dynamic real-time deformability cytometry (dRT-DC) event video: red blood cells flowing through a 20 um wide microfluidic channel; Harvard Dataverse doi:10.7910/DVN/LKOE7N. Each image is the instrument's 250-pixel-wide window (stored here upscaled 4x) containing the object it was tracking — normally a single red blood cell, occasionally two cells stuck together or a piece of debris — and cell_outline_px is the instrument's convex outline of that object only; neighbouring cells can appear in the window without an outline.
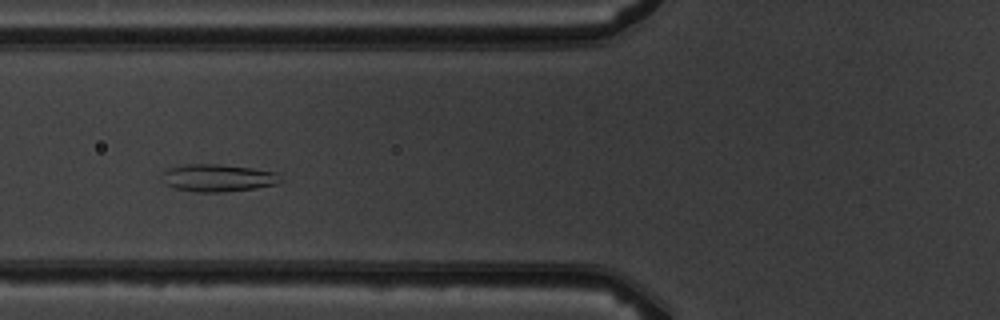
{"species": "common noctule bat (a hibernating species)", "species_latin": "Nyctalus noctula", "temperature_condition": "warm", "stored_images_in_passage": 9, "camera_frame_rate_fps": 3000, "um_per_image_px": 0.085, "animal": {"sex": "male", "body_mass_g": 19.5, "forearm_length_mm": 54.6}, "frame": {"image": 1, "passage_image": 4, "time_ms": 3.667, "image_size_px": [1000, 320], "cell_outline_px": [[280, 180], [276, 184], [256, 188], [224, 192], [196, 192], [176, 188], [164, 184], [164, 172], [168, 168], [184, 164], [220, 164], [252, 168], [276, 172]], "centroid_in_image_um": [18.51, 15.12], "position_along_channel_um": 107.3, "area_um2": 18.79}}
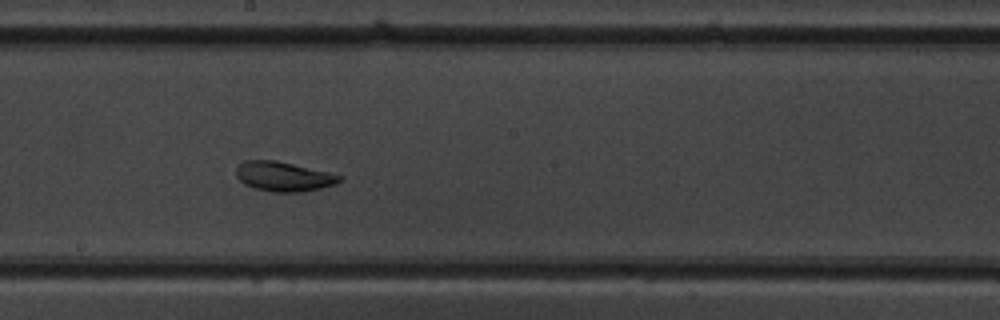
{"frame": {"image": 2, "passage_image": 7, "time_ms": 6.667, "image_size_px": [1000, 320], "cell_outline_px": [[344, 176], [336, 184], [304, 192], [272, 192], [256, 188], [244, 184], [236, 176], [236, 168], [244, 160], [276, 160], [328, 172]], "centroid_in_image_um": [24.1, 15.0], "position_along_channel_um": 224.1, "area_um2": 17.8}}
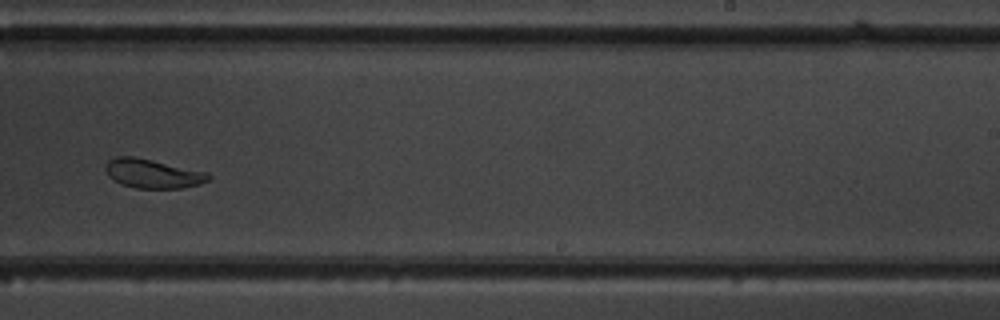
{"frame": {"image": 3, "passage_image": 8, "time_ms": 8.0, "image_size_px": [1000, 320], "cell_outline_px": [[212, 176], [208, 180], [200, 184], [180, 188], [136, 188], [120, 184], [112, 180], [108, 176], [104, 168], [104, 164], [108, 160], [116, 156], [136, 156], [208, 172]], "centroid_in_image_um": [12.94, 14.74], "position_along_channel_um": 276.1, "area_um2": 17.74}}